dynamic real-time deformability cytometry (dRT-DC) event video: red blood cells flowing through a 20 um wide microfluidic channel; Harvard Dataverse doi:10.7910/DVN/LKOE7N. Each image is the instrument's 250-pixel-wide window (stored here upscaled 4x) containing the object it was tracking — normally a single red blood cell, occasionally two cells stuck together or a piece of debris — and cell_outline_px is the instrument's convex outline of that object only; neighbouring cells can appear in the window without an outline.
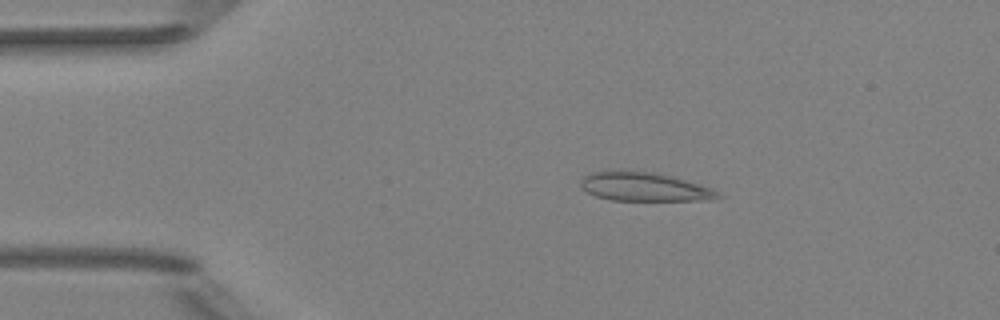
{"species": "Egyptian fruit bat (a non-hibernating species)", "species_latin": "Rousettus aegyptiacus", "temperature_condition": "room temperature", "stored_images_in_passage": 51, "camera_frame_rate_fps": 3000, "um_per_image_px": 0.085, "animal": {"sex": "female"}, "frame": {"image": 1, "passage_image": 10, "time_ms": 3.0, "image_size_px": [1000, 320], "cell_outline_px": [[724, 196], [712, 200], [612, 200], [596, 196], [588, 192], [580, 184], [580, 180], [584, 176], [592, 172], [624, 168], [652, 172], [676, 176], [712, 188], [720, 192]], "centroid_in_image_um": [54.8, 15.84], "position_along_channel_um": 30.2, "area_um2": 23.64}}
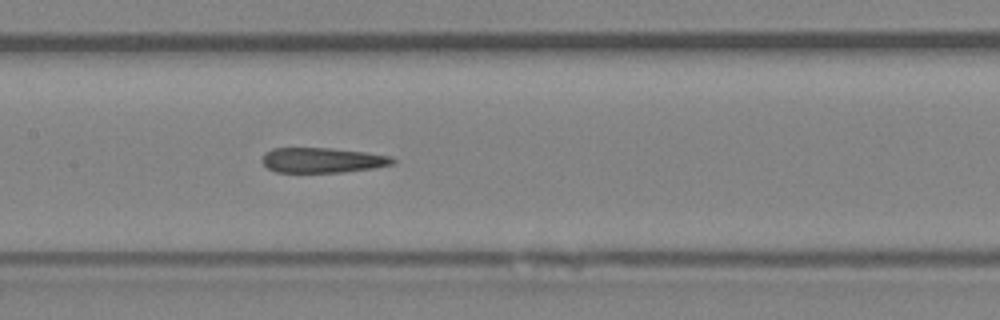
{"frame": {"image": 2, "passage_image": 25, "time_ms": 8.0, "image_size_px": [1000, 320], "cell_outline_px": [[396, 164], [372, 168], [344, 172], [276, 172], [268, 168], [260, 160], [264, 152], [272, 148], [332, 148], [368, 152], [392, 156], [396, 160]], "centroid_in_image_um": [27.42, 13.61], "position_along_channel_um": 180.0, "area_um2": 19.36}}
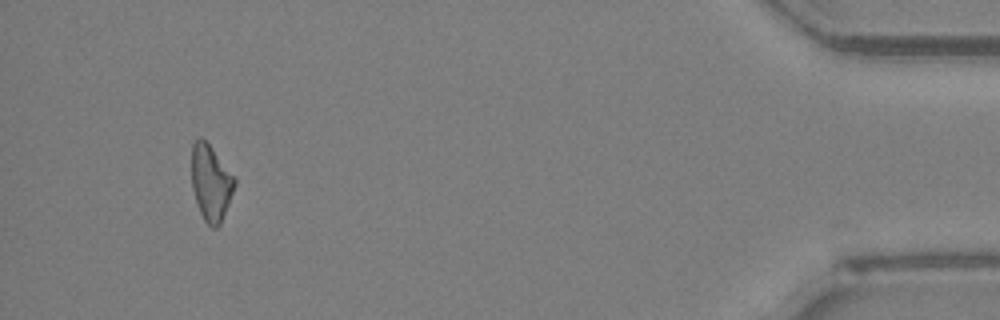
{"frame": {"image": 3, "passage_image": 48, "time_ms": 15.667, "image_size_px": [1000, 320], "cell_outline_px": [[236, 184], [220, 224], [216, 228], [212, 228], [204, 220], [200, 212], [192, 188], [192, 144], [200, 136], [212, 148], [236, 180]], "centroid_in_image_um": [17.91, 15.54], "position_along_channel_um": 417.3, "area_um2": 18.61}}